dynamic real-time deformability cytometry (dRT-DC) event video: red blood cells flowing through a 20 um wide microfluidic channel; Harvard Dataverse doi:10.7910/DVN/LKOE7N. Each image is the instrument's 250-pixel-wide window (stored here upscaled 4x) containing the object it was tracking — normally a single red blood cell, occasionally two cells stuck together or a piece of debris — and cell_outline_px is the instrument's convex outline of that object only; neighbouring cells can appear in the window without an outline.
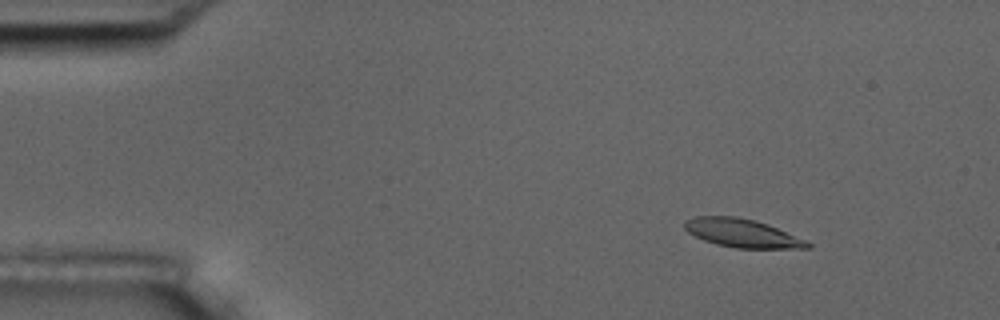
{"species": "common noctule bat (a hibernating species)", "species_latin": "Nyctalus noctula", "temperature_condition": "room temperature", "stored_images_in_passage": 57, "camera_frame_rate_fps": 3000, "um_per_image_px": 0.085, "animal": {"sex": "male", "body_mass_g": 17.5, "forearm_length_mm": 52.3}, "frame": {"image": 1, "passage_image": 8, "time_ms": 2.333, "image_size_px": [1000, 320], "cell_outline_px": [[812, 248], [736, 248], [716, 244], [704, 240], [688, 232], [684, 228], [684, 220], [696, 216], [736, 216], [768, 224], [804, 240], [812, 244]], "centroid_in_image_um": [63.05, 19.81], "position_along_channel_um": 22.0, "area_um2": 20.11}}
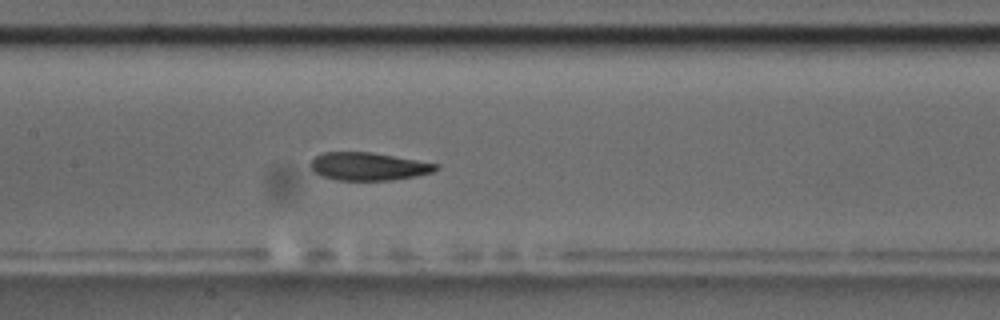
{"frame": {"image": 2, "passage_image": 28, "time_ms": 9.0, "image_size_px": [1000, 320], "cell_outline_px": [[440, 168], [432, 172], [416, 176], [392, 180], [336, 180], [320, 176], [312, 172], [308, 164], [316, 156], [324, 152], [372, 152], [440, 164]], "centroid_in_image_um": [31.29, 14.15], "position_along_channel_um": 176.1, "area_um2": 20.63}}
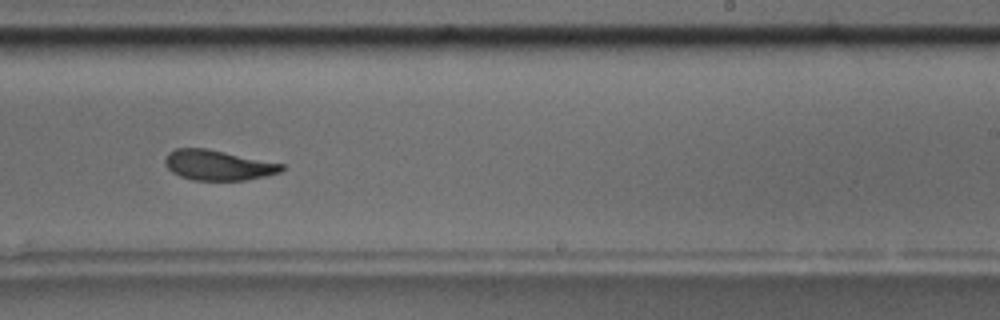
{"frame": {"image": 3, "passage_image": 36, "time_ms": 11.667, "image_size_px": [1000, 320], "cell_outline_px": [[284, 168], [280, 172], [264, 176], [244, 180], [196, 180], [180, 176], [172, 172], [164, 164], [164, 160], [168, 152], [176, 148], [208, 148], [284, 164]], "centroid_in_image_um": [18.51, 14.02], "position_along_channel_um": 270.5, "area_um2": 20.46}, "authors_computed_cell_mechanics": {"area_um2": 20.9814, "velocity_mm_per_s": 3.5541, "shape_relaxation_time_tau1_ms": 7.6916, "shape_relaxation_time_tau2_ms": 2.0998, "deformation_change_tau1": 0.1948, "deformation_change_tau2": 0.085}}